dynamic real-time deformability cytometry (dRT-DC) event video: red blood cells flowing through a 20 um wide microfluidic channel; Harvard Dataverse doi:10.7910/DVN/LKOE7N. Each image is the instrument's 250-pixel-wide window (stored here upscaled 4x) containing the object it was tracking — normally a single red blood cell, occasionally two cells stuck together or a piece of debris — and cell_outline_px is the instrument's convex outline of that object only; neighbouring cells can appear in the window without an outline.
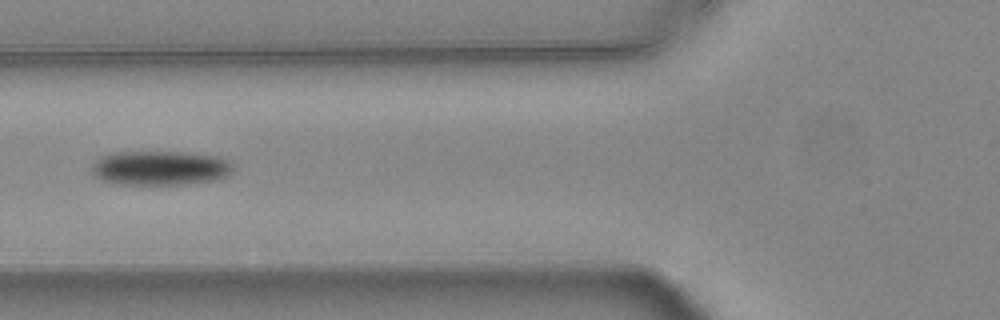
{"species": "common noctule bat (a hibernating species)", "species_latin": "Nyctalus noctula", "temperature_condition": "warm", "stored_images_in_passage": 12, "camera_frame_rate_fps": 3000, "um_per_image_px": 0.085, "animal": {"sex": "female", "body_mass_g": 24.6, "forearm_length_mm": 56.2}, "frame": {"image": 1, "passage_image": 6, "time_ms": 1.667, "image_size_px": [1000, 320], "cell_outline_px": [[232, 168], [224, 176], [216, 180], [184, 184], [120, 184], [100, 180], [92, 172], [92, 164], [100, 156], [112, 152], [184, 152], [216, 156], [232, 164]], "centroid_in_image_um": [13.54, 14.27], "position_along_channel_um": 112.3, "area_um2": 28.09}}
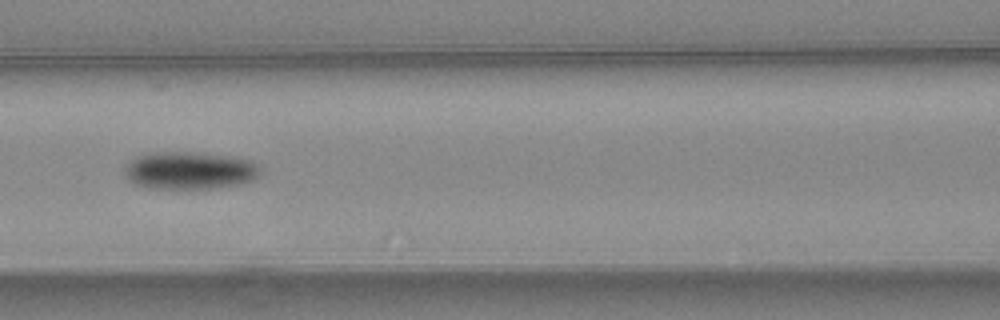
{"frame": {"image": 2, "passage_image": 9, "time_ms": 2.667, "image_size_px": [1000, 320], "cell_outline_px": [[260, 176], [252, 180], [240, 184], [212, 188], [148, 188], [136, 184], [128, 180], [124, 176], [124, 168], [136, 156], [152, 152], [188, 152], [224, 156], [252, 160], [260, 168]], "centroid_in_image_um": [16.09, 14.5], "position_along_channel_um": 150.5, "area_um2": 29.54}}